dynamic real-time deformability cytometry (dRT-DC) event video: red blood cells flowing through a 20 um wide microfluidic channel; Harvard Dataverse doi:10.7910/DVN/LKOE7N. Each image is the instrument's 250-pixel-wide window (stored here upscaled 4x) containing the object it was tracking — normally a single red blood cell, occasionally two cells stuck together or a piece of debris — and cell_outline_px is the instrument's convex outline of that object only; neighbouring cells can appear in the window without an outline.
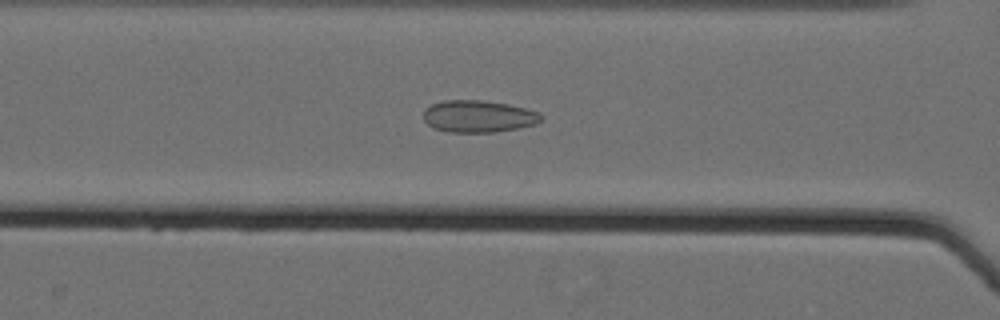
{"species": "Egyptian fruit bat (a non-hibernating species)", "species_latin": "Rousettus aegyptiacus", "temperature_condition": "cold", "stored_images_in_passage": 54, "camera_frame_rate_fps": 3000, "um_per_image_px": 0.085, "animal": {"sex": "female"}, "frame": {"image": 1, "passage_image": 23, "time_ms": 7.333, "image_size_px": [1000, 320], "cell_outline_px": [[544, 116], [536, 124], [520, 128], [492, 132], [448, 132], [432, 128], [424, 120], [424, 108], [432, 104], [444, 100], [484, 100], [508, 104], [540, 112]], "centroid_in_image_um": [40.66, 9.89], "position_along_channel_um": 125.9, "area_um2": 22.14}}
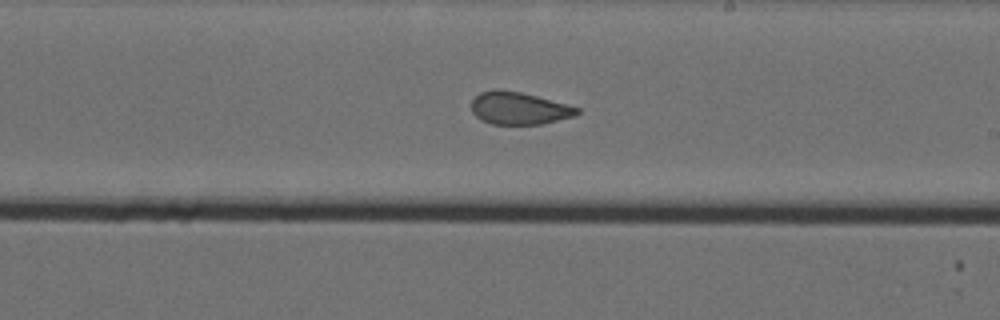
{"frame": {"image": 2, "passage_image": 33, "time_ms": 10.667, "image_size_px": [1000, 320], "cell_outline_px": [[580, 112], [576, 116], [540, 124], [492, 124], [480, 120], [472, 112], [472, 100], [480, 92], [496, 88], [520, 92], [536, 96], [580, 108]], "centroid_in_image_um": [44.09, 9.2], "position_along_channel_um": 244.9, "area_um2": 19.94}}
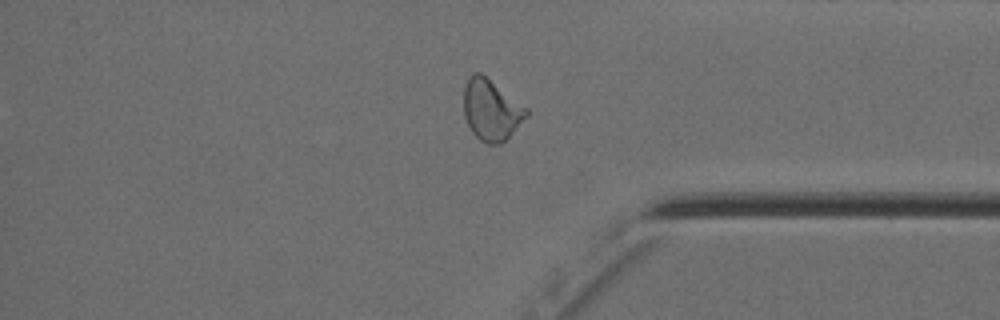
{"frame": {"image": 3, "passage_image": 46, "time_ms": 15.0, "image_size_px": [1000, 320], "cell_outline_px": [[528, 116], [500, 144], [488, 144], [480, 140], [472, 132], [464, 116], [464, 84], [468, 76], [472, 72], [480, 72], [528, 108]], "centroid_in_image_um": [41.73, 9.32], "position_along_channel_um": 393.5, "area_um2": 22.2}}